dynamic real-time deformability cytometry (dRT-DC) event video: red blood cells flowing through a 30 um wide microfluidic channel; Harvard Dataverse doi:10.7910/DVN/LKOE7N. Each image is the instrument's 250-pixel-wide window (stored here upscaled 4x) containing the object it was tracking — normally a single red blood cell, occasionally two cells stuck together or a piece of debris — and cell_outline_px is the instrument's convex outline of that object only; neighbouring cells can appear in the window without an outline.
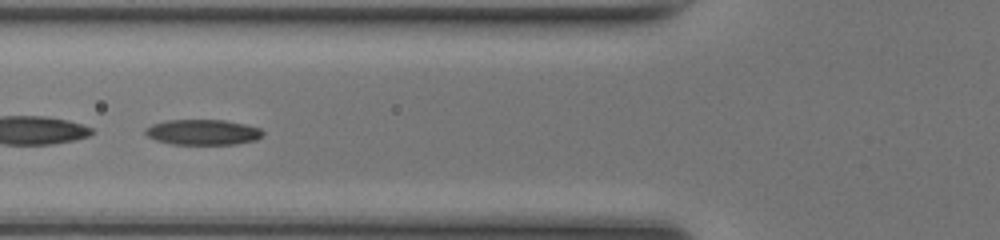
{"species": "common noctule bat (a hibernating species)", "species_latin": "Nyctalus noctula", "temperature_condition": "room temperature", "stored_images_in_passage": 48, "segment_of_instrument_passage": [2, 2], "camera_frame_rate_fps": 3000, "um_per_image_px": 0.085, "animal": {"sex": "female", "body_mass_g": 17.0, "forearm_length_mm": 48.0}, "frame": {"image": 1, "passage_image": 18, "time_ms": 5.667, "image_size_px": [1000, 240], "cell_outline_px": [[264, 136], [256, 140], [236, 144], [172, 144], [156, 140], [148, 136], [144, 132], [144, 128], [152, 124], [168, 120], [224, 120], [244, 124], [260, 128], [264, 132]], "centroid_in_image_um": [17.25, 11.24], "position_along_channel_um": 108.5, "area_um2": 17.46}}
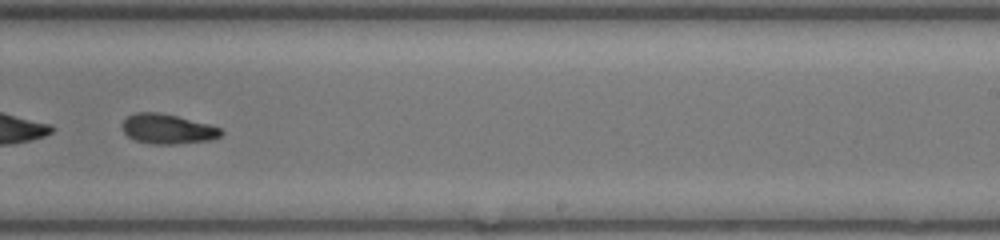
{"frame": {"image": 2, "passage_image": 30, "time_ms": 9.667, "image_size_px": [1000, 240], "cell_outline_px": [[224, 132], [220, 136], [212, 140], [176, 144], [152, 144], [136, 140], [128, 136], [124, 132], [120, 124], [128, 116], [136, 112], [160, 112], [208, 124], [220, 128]], "centroid_in_image_um": [14.23, 10.96], "position_along_channel_um": 274.8, "area_um2": 17.17}}
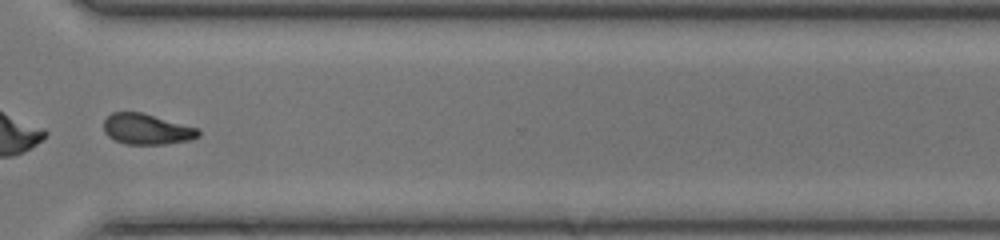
{"frame": {"image": 3, "passage_image": 36, "time_ms": 11.667, "image_size_px": [1000, 240], "cell_outline_px": [[200, 136], [192, 140], [164, 144], [124, 144], [108, 136], [104, 132], [104, 120], [112, 112], [140, 112], [196, 128], [200, 132]], "centroid_in_image_um": [12.45, 10.99], "position_along_channel_um": 358.1, "area_um2": 16.7}}